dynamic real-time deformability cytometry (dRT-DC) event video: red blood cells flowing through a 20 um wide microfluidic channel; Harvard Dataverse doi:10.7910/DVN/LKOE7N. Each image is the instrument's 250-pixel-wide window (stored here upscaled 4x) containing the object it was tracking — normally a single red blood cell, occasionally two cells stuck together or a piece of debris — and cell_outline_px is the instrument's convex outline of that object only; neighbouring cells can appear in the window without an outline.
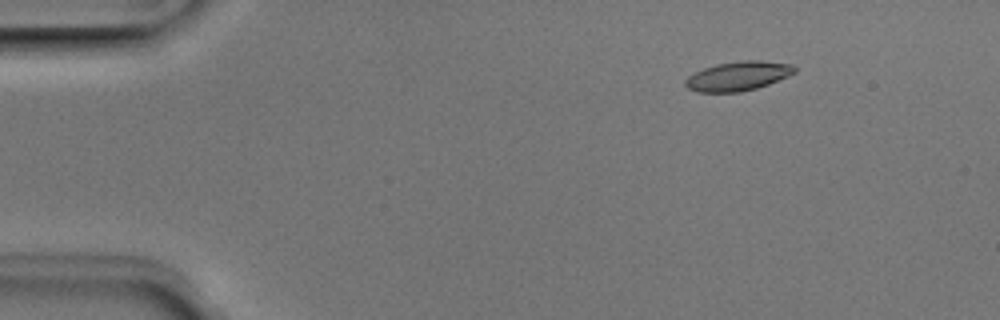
{"species": "Egyptian fruit bat (a non-hibernating species)", "species_latin": "Rousettus aegyptiacus", "temperature_condition": "room temperature", "stored_images_in_passage": 9, "camera_frame_rate_fps": 3000, "um_per_image_px": 0.085, "animal": {"sex": "male"}, "frame": {"image": 1, "passage_image": 7, "time_ms": 2.0, "image_size_px": [1000, 320], "cell_outline_px": [[796, 72], [788, 76], [768, 84], [756, 88], [740, 92], [696, 92], [688, 88], [684, 84], [684, 80], [688, 76], [704, 68], [716, 64], [744, 60], [760, 60], [792, 64], [796, 68]], "centroid_in_image_um": [62.73, 6.46], "position_along_channel_um": 22.3, "area_um2": 18.61}}